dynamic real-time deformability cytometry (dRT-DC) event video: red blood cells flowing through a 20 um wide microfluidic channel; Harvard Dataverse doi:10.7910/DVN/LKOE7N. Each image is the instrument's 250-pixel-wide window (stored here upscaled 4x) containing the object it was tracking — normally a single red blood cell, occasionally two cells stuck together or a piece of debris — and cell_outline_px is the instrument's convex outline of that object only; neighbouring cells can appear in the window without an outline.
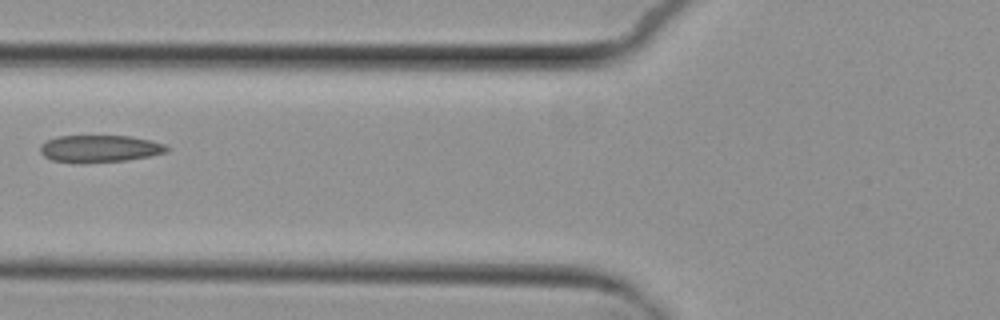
{"species": "common noctule bat (a hibernating species)", "species_latin": "Nyctalus noctula", "temperature_condition": "cold", "stored_images_in_passage": 6, "camera_frame_rate_fps": 3000, "um_per_image_px": 0.085, "animal": {"sex": "female", "body_mass_g": 29.2, "forearm_length_mm": 56.3}, "frame": {"image": 1, "passage_image": 6, "time_ms": 8.0, "image_size_px": [1000, 320], "cell_outline_px": [[168, 152], [128, 160], [84, 164], [76, 164], [52, 160], [44, 156], [40, 152], [40, 144], [44, 140], [60, 136], [132, 136], [164, 144], [168, 148]], "centroid_in_image_um": [8.41, 12.65], "position_along_channel_um": 117.4, "area_um2": 20.35}}